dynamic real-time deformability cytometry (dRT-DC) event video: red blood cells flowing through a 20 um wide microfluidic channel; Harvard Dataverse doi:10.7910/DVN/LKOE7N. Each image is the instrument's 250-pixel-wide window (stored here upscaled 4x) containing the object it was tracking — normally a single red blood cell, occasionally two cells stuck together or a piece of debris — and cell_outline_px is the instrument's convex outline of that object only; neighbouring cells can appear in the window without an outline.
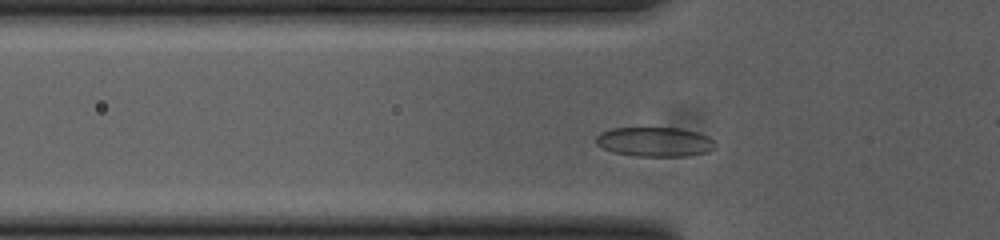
{"species": "common noctule bat (a hibernating species)", "species_latin": "Nyctalus noctula", "temperature_condition": "cold", "stored_images_in_passage": 32, "camera_frame_rate_fps": 3000, "um_per_image_px": 0.085, "animal": {"sex": "female", "body_mass_g": 23.0, "forearm_length_mm": 53.4}, "frame": {"image": 1, "passage_image": 7, "time_ms": 2.0, "image_size_px": [1000, 240], "cell_outline_px": [[716, 148], [708, 152], [684, 156], [636, 156], [612, 152], [596, 144], [596, 136], [600, 132], [612, 128], [680, 128], [696, 132], [708, 136], [716, 144]], "centroid_in_image_um": [55.65, 12.06], "position_along_channel_um": 70.1, "area_um2": 20.52}}
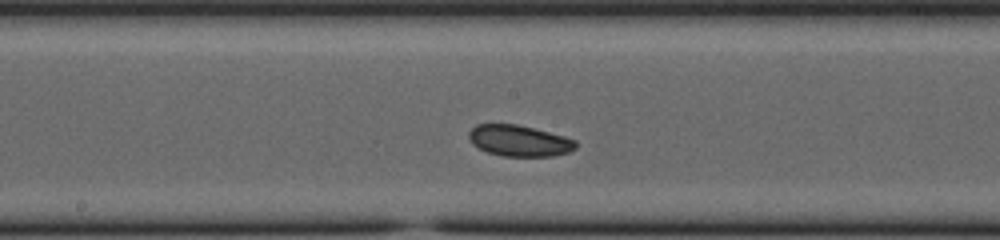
{"frame": {"image": 2, "passage_image": 18, "time_ms": 5.667, "image_size_px": [1000, 240], "cell_outline_px": [[576, 148], [568, 152], [552, 156], [504, 156], [488, 152], [472, 144], [468, 136], [468, 132], [476, 124], [516, 124], [564, 136], [576, 140]], "centroid_in_image_um": [44.12, 11.96], "position_along_channel_um": 204.1, "area_um2": 19.25}}
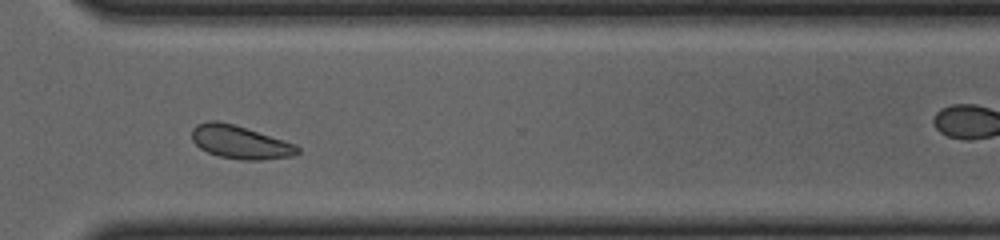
{"frame": {"image": 3, "passage_image": 30, "time_ms": 9.667, "image_size_px": [1000, 240], "cell_outline_px": [[300, 152], [296, 156], [264, 160], [240, 160], [220, 156], [208, 152], [200, 148], [192, 140], [192, 128], [196, 124], [208, 120], [216, 120], [232, 124], [296, 144], [300, 148]], "centroid_in_image_um": [20.42, 12.09], "position_along_channel_um": 350.2, "area_um2": 20.46}, "authors_computed_cell_mechanics": {"area_um2": 19.8543, "velocity_mm_per_s": 3.6399, "shape_relaxation_time_tau1_ms": 2.5042, "shape_relaxation_time_tau2_ms": null, "deformation_change_tau1": 0.0307, "deformation_change_tau2": null}}